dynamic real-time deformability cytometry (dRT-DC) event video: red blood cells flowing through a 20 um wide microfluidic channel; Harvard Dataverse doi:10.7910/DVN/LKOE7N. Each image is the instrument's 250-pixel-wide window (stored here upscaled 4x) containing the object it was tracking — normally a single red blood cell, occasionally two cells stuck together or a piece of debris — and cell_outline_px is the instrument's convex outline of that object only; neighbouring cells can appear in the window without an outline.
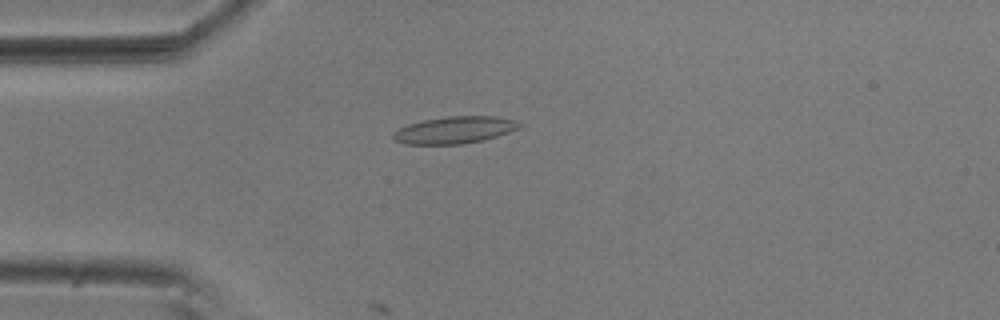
{"species": "common noctule bat (a hibernating species)", "species_latin": "Nyctalus noctula", "temperature_condition": "room temperature", "stored_images_in_passage": 15, "camera_frame_rate_fps": 3000, "um_per_image_px": 0.085, "animal": {"sex": "male", "body_mass_g": 20.5, "forearm_length_mm": 52.5}, "frame": {"image": 1, "passage_image": 4, "time_ms": 1.0, "image_size_px": [1000, 320], "cell_outline_px": [[524, 124], [520, 128], [484, 140], [460, 144], [404, 144], [392, 140], [392, 132], [408, 124], [424, 120], [448, 116], [496, 116], [512, 120]], "centroid_in_image_um": [38.61, 11.05], "position_along_channel_um": 46.4, "area_um2": 19.88}}
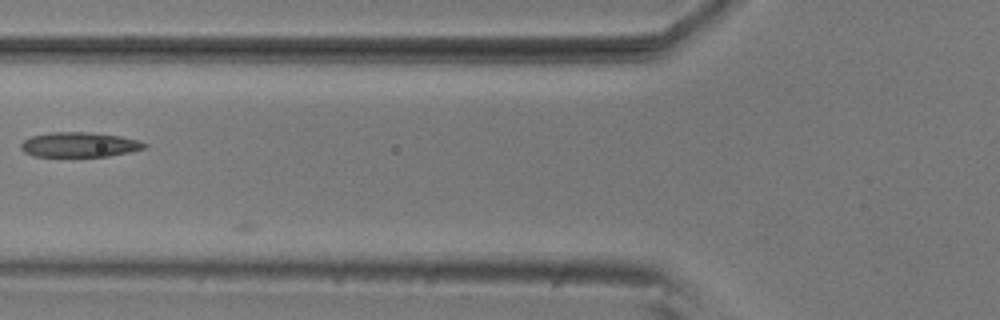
{"frame": {"image": 2, "passage_image": 11, "time_ms": 3.333, "image_size_px": [1000, 320], "cell_outline_px": [[148, 148], [108, 156], [32, 156], [24, 152], [20, 148], [20, 144], [24, 140], [32, 136], [48, 132], [88, 132], [120, 136], [140, 140], [148, 144]], "centroid_in_image_um": [6.76, 12.29], "position_along_channel_um": 119.0, "area_um2": 17.98}}
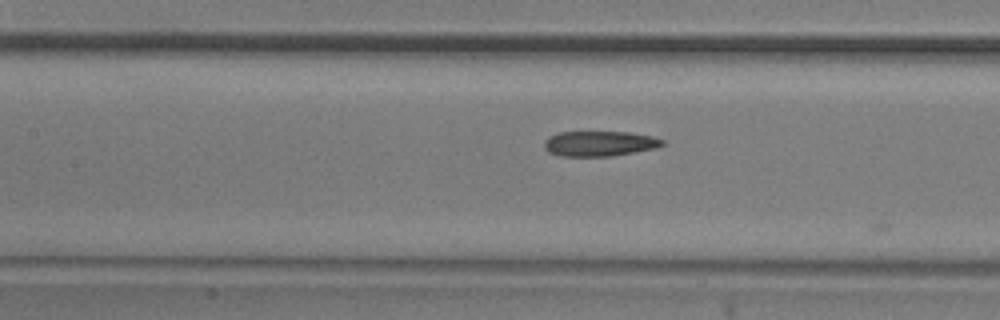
{"frame": {"image": 3, "passage_image": 14, "time_ms": 4.333, "image_size_px": [1000, 320], "cell_outline_px": [[664, 144], [656, 148], [612, 156], [560, 156], [548, 152], [544, 148], [544, 140], [548, 136], [560, 132], [632, 132], [652, 136], [664, 140]], "centroid_in_image_um": [50.94, 12.2], "position_along_channel_um": 156.5, "area_um2": 17.46}}